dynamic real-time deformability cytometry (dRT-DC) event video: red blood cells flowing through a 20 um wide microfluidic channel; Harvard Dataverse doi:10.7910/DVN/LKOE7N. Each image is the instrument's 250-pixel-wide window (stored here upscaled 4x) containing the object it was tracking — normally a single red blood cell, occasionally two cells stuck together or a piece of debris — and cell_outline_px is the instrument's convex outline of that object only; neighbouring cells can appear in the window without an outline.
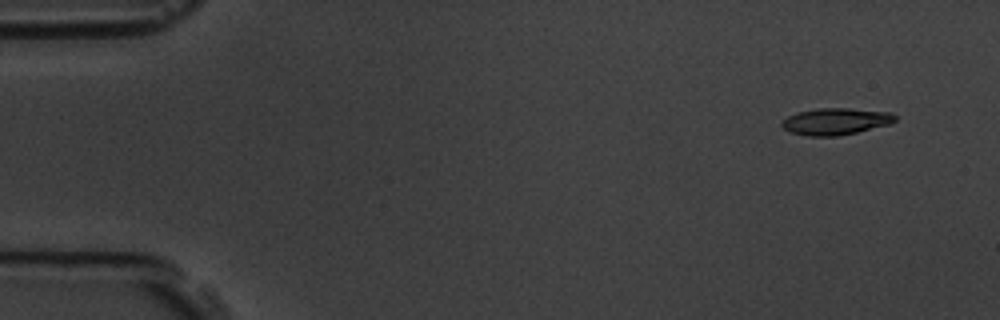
{"species": "common noctule bat (a hibernating species)", "species_latin": "Nyctalus noctula", "temperature_condition": "room temperature", "stored_images_in_passage": 4, "camera_frame_rate_fps": 3000, "um_per_image_px": 0.085, "animal": {"sex": "male", "body_mass_g": 19.5, "forearm_length_mm": 54.6}, "frame": {"image": 1, "passage_image": 1, "time_ms": 0.0, "image_size_px": [1000, 320], "cell_outline_px": [[896, 120], [888, 124], [856, 132], [836, 136], [808, 136], [792, 132], [784, 128], [780, 124], [788, 116], [796, 112], [816, 108], [848, 108], [892, 112], [896, 116]], "centroid_in_image_um": [71.02, 10.3], "position_along_channel_um": 14.0, "area_um2": 17.51}}
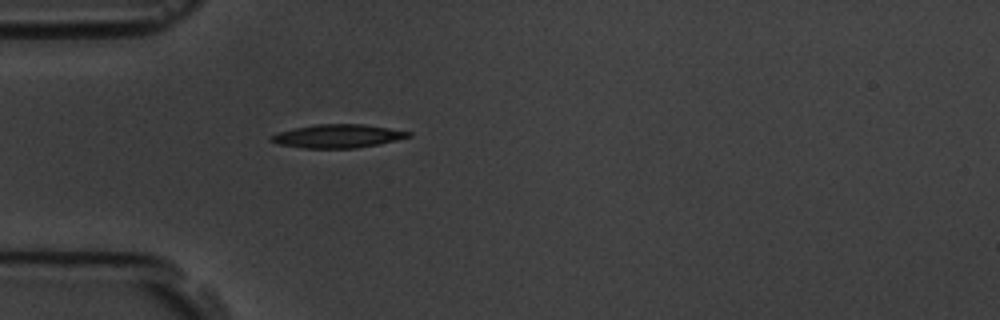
{"frame": {"image": 2, "passage_image": 4, "time_ms": 4.0, "image_size_px": [1000, 320], "cell_outline_px": [[412, 136], [380, 144], [356, 148], [304, 148], [280, 144], [272, 140], [272, 136], [280, 132], [296, 128], [316, 124], [364, 124], [412, 132]], "centroid_in_image_um": [28.79, 11.57], "position_along_channel_um": 56.2, "area_um2": 18.44}}